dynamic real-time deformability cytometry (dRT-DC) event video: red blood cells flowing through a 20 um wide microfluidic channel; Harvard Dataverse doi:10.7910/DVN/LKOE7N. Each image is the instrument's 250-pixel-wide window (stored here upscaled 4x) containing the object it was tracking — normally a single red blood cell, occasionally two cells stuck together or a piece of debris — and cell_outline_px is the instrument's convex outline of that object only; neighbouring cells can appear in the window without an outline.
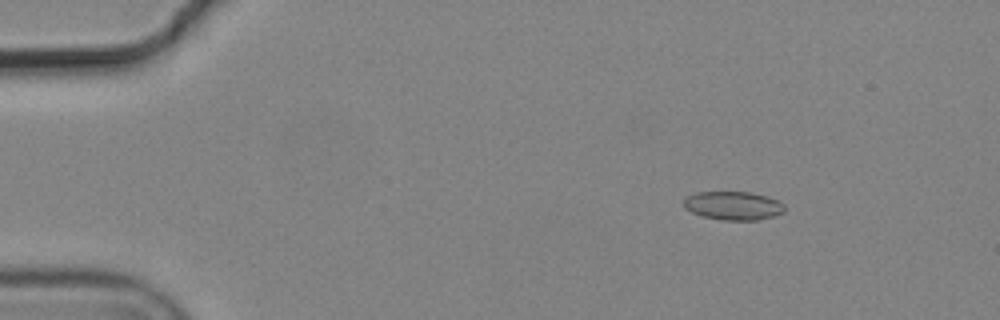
{"species": "common noctule bat (a hibernating species)", "species_latin": "Nyctalus noctula", "temperature_condition": "cold", "stored_images_in_passage": 7, "camera_frame_rate_fps": 3000, "um_per_image_px": 0.085, "animal": {"sex": "male", "body_mass_g": 19.2, "forearm_length_mm": 51.8}, "frame": {"image": 1, "passage_image": 3, "time_ms": 0.667, "image_size_px": [1000, 320], "cell_outline_px": [[784, 212], [776, 216], [756, 220], [720, 220], [704, 216], [692, 212], [684, 208], [684, 196], [696, 192], [752, 192], [768, 196], [784, 204]], "centroid_in_image_um": [62.32, 17.47], "position_along_channel_um": 22.7, "area_um2": 16.94}}
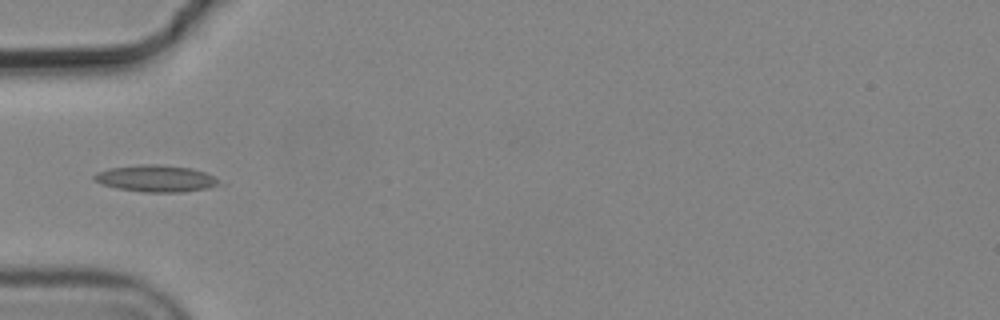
{"frame": {"image": 2, "passage_image": 6, "time_ms": 1.667, "image_size_px": [1000, 320], "cell_outline_px": [[228, 184], [208, 188], [180, 192], [144, 192], [116, 188], [104, 184], [96, 180], [92, 176], [96, 172], [108, 168], [140, 164], [160, 164], [192, 168], [204, 172]], "centroid_in_image_um": [13.31, 15.17], "position_along_channel_um": 71.7, "area_um2": 19.65}}
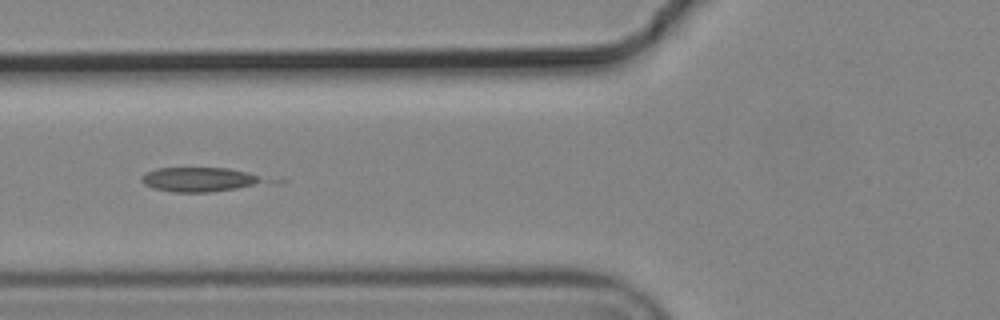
{"frame": {"image": 3, "passage_image": 7, "time_ms": 2.0, "image_size_px": [1000, 320], "cell_outline_px": [[260, 180], [252, 184], [236, 188], [208, 192], [172, 192], [152, 188], [144, 184], [140, 180], [144, 172], [156, 168], [228, 168], [248, 172], [260, 176]], "centroid_in_image_um": [16.77, 15.24], "position_along_channel_um": 109.0, "area_um2": 16.99}}